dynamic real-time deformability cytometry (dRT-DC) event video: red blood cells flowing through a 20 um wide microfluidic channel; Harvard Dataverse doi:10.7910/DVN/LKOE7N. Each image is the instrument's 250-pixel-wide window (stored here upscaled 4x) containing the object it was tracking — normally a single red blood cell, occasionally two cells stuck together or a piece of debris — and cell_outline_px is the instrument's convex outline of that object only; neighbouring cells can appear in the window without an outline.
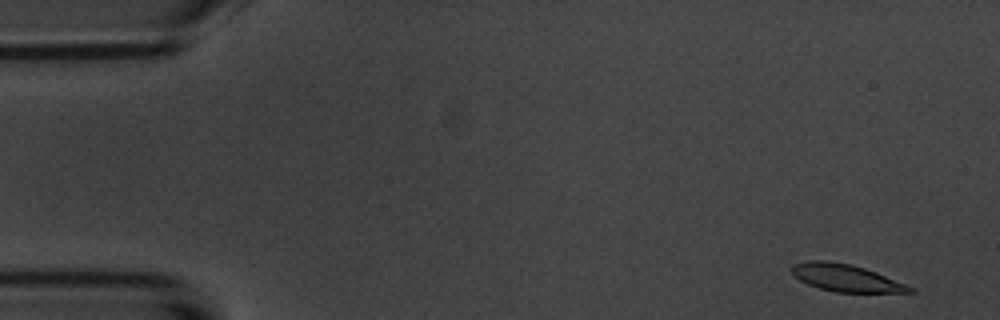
{"species": "common noctule bat (a hibernating species)", "species_latin": "Nyctalus noctula", "temperature_condition": "room temperature", "stored_images_in_passage": 7, "camera_frame_rate_fps": 3000, "um_per_image_px": 0.085, "animal": {"sex": "male", "body_mass_g": 20.1, "forearm_length_mm": 53.5}, "frame": {"image": 1, "passage_image": 1, "time_ms": 0.0, "image_size_px": [1000, 320], "cell_outline_px": [[916, 292], [836, 292], [820, 288], [808, 284], [800, 280], [792, 272], [792, 264], [808, 260], [828, 260], [848, 264], [864, 268], [876, 272], [916, 288]], "centroid_in_image_um": [71.92, 23.62], "position_along_channel_um": 13.1, "area_um2": 18.55}}
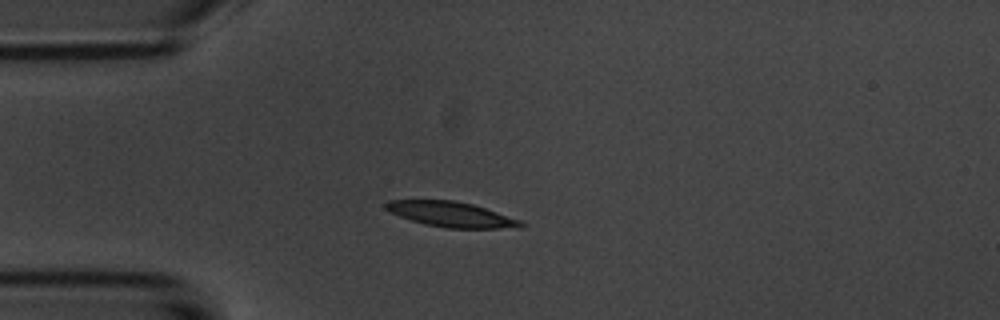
{"frame": {"image": 2, "passage_image": 4, "time_ms": 3.667, "image_size_px": [1000, 320], "cell_outline_px": [[524, 224], [520, 228], [444, 228], [424, 224], [388, 212], [384, 208], [384, 204], [388, 200], [452, 200], [472, 204], [520, 220]], "centroid_in_image_um": [38.3, 18.22], "position_along_channel_um": 46.7, "area_um2": 19.71}}
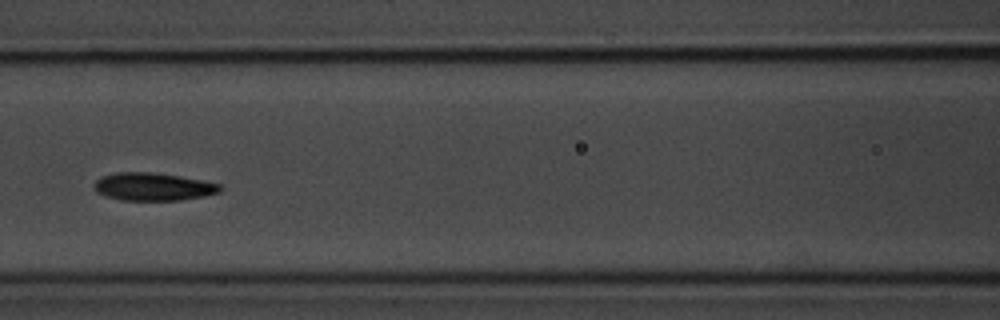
{"frame": {"image": 3, "passage_image": 7, "time_ms": 7.0, "image_size_px": [1000, 320], "cell_outline_px": [[224, 188], [220, 192], [204, 196], [180, 200], [120, 200], [96, 192], [92, 184], [100, 176], [116, 172], [152, 172], [180, 176], [220, 184]], "centroid_in_image_um": [13.0, 15.86], "position_along_channel_um": 153.6, "area_um2": 20.52}}